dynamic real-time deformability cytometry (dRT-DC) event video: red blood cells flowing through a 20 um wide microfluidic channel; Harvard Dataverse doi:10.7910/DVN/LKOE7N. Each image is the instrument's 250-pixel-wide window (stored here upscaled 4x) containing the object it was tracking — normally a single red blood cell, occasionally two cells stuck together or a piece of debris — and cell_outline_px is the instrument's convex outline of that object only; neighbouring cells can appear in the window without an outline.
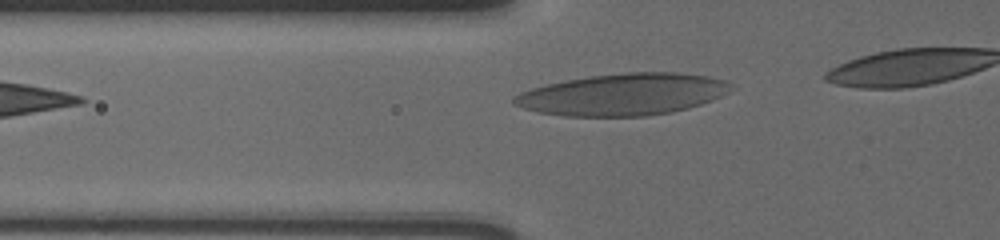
{"species": "human", "species_latin": "Homo sapiens", "temperature_condition": "cold", "stored_images_in_passage": 32, "camera_frame_rate_fps": 3000, "um_per_image_px": 0.085, "donor": {"sex": "male"}, "frame": {"image": 1, "passage_image": 2, "time_ms": 0.333, "image_size_px": [1000, 240], "cell_outline_px": [[732, 84], [720, 96], [700, 104], [688, 108], [672, 112], [644, 116], [568, 116], [540, 112], [524, 108], [512, 104], [512, 96], [520, 92], [544, 84], [588, 76], [628, 72], [676, 72], [708, 76], [724, 80]], "centroid_in_image_um": [52.89, 8.02], "position_along_channel_um": 72.9, "area_um2": 52.54}}
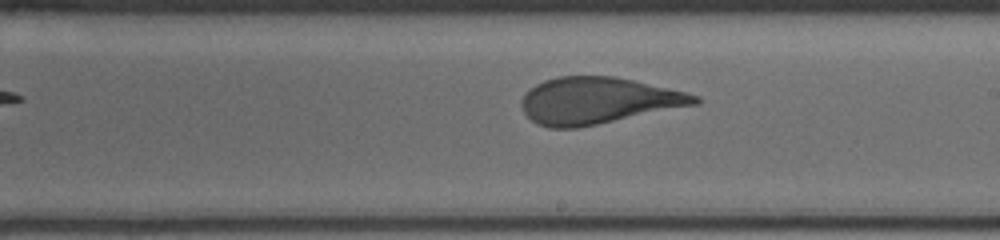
{"frame": {"image": 2, "passage_image": 16, "time_ms": 5.0, "image_size_px": [1000, 240], "cell_outline_px": [[700, 104], [576, 128], [548, 128], [536, 124], [524, 112], [520, 104], [524, 96], [536, 84], [544, 80], [556, 76], [612, 76], [632, 80], [668, 88], [700, 96]], "centroid_in_image_um": [50.82, 8.56], "position_along_channel_um": 238.2, "area_um2": 46.76}}
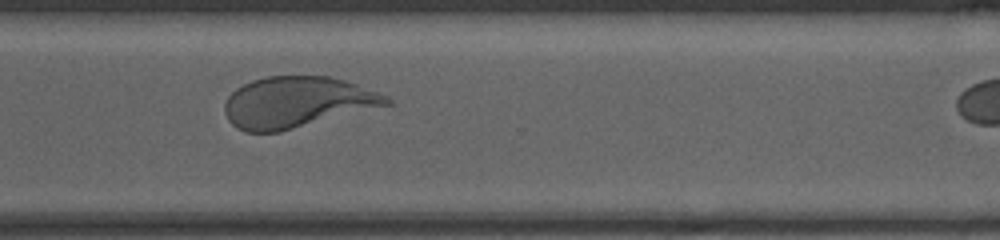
{"frame": {"image": 3, "passage_image": 25, "time_ms": 8.0, "image_size_px": [1000, 240], "cell_outline_px": [[392, 104], [280, 132], [244, 132], [236, 128], [228, 120], [224, 112], [224, 104], [228, 96], [236, 88], [252, 80], [268, 76], [328, 76], [344, 80], [356, 84], [388, 96], [392, 100]], "centroid_in_image_um": [25.22, 8.7], "position_along_channel_um": 345.4, "area_um2": 48.21}}